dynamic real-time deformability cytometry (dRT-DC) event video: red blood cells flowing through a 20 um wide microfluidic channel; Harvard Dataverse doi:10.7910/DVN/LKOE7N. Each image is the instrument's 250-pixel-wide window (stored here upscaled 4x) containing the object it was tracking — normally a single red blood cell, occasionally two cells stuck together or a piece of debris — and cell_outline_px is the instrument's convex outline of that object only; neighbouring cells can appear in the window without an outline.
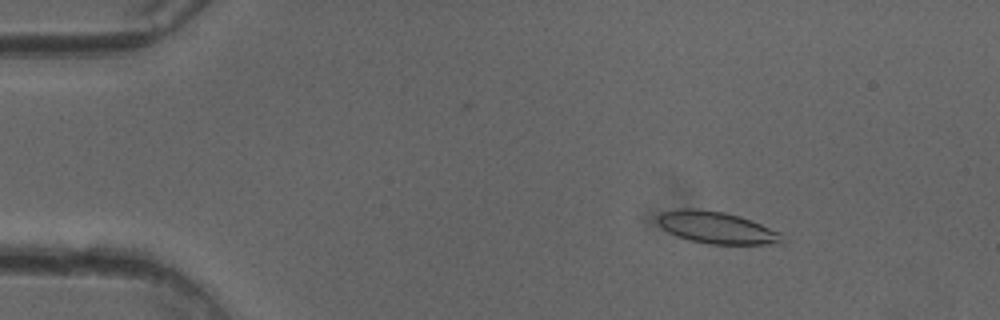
{"species": "common noctule bat (a hibernating species)", "species_latin": "Nyctalus noctula", "temperature_condition": "cold", "stored_images_in_passage": 51, "camera_frame_rate_fps": 3000, "um_per_image_px": 0.085, "animal": {"sex": "female"}, "frame": {"image": 1, "passage_image": 7, "time_ms": 2.0, "image_size_px": [1000, 320], "cell_outline_px": [[788, 240], [784, 244], [708, 244], [688, 240], [676, 236], [668, 232], [656, 220], [664, 212], [680, 208], [696, 208], [724, 212], [740, 216], [752, 220], [780, 232]], "centroid_in_image_um": [61.0, 19.36], "position_along_channel_um": 24.0, "area_um2": 23.41}}
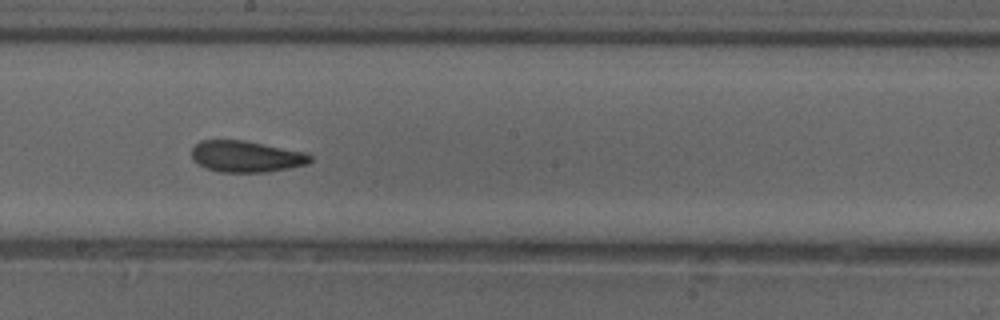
{"frame": {"image": 2, "passage_image": 28, "time_ms": 9.0, "image_size_px": [1000, 320], "cell_outline_px": [[312, 160], [308, 164], [268, 172], [220, 172], [204, 168], [192, 160], [192, 148], [200, 140], [244, 140], [304, 152], [312, 156]], "centroid_in_image_um": [20.9, 13.3], "position_along_channel_um": 227.3, "area_um2": 21.73}}
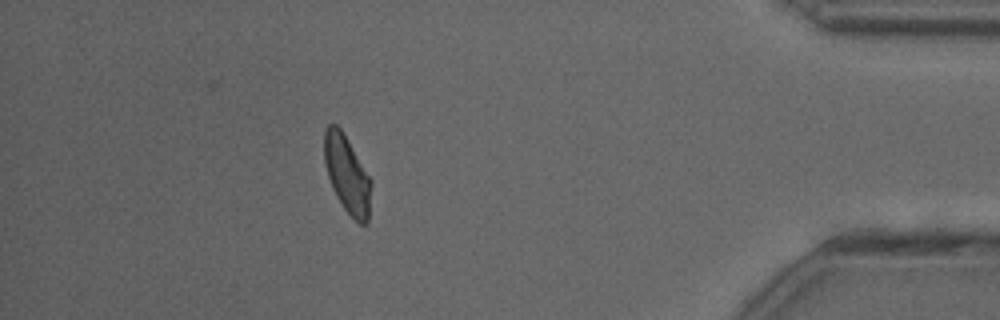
{"frame": {"image": 3, "passage_image": 45, "time_ms": 14.667, "image_size_px": [1000, 320], "cell_outline_px": [[372, 184], [368, 220], [364, 224], [360, 224], [344, 208], [336, 196], [332, 188], [328, 176], [324, 160], [324, 128], [328, 124], [336, 124], [340, 128], [372, 180]], "centroid_in_image_um": [29.5, 14.81], "position_along_channel_um": 405.7, "area_um2": 20.98}, "authors_computed_cell_mechanics": {"area_um2": 22.3108, "velocity_mm_per_s": 4.0174, "shape_relaxation_time_tau1_ms": 7.1373, "shape_relaxation_time_tau2_ms": 1.6938, "deformation_change_tau1": 0.1739, "deformation_change_tau2": 0.0726}}